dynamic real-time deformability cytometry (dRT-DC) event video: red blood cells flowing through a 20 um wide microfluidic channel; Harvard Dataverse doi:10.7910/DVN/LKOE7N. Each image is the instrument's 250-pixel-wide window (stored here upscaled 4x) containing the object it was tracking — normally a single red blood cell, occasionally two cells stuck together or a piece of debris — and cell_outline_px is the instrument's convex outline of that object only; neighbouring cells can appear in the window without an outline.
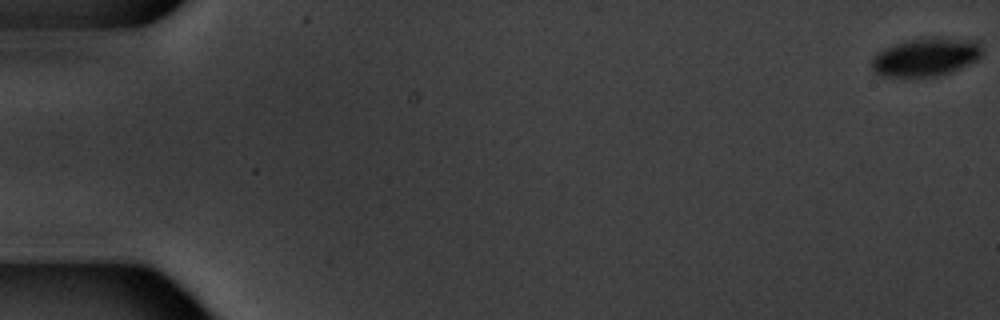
{"species": "common noctule bat (a hibernating species)", "species_latin": "Nyctalus noctula", "temperature_condition": "warm", "stored_images_in_passage": 6, "camera_frame_rate_fps": 3000, "um_per_image_px": 0.085, "animal": {"sex": "male", "body_mass_g": 20.1, "forearm_length_mm": 53.5}, "frame": {"image": 1, "passage_image": 1, "time_ms": 0.0, "image_size_px": [1000, 320], "cell_outline_px": [[984, 52], [976, 60], [952, 72], [936, 76], [880, 76], [872, 72], [872, 60], [876, 52], [884, 48], [904, 40], [932, 36], [944, 36], [976, 40], [980, 44]], "centroid_in_image_um": [78.7, 4.81], "position_along_channel_um": 6.3, "area_um2": 25.2}}
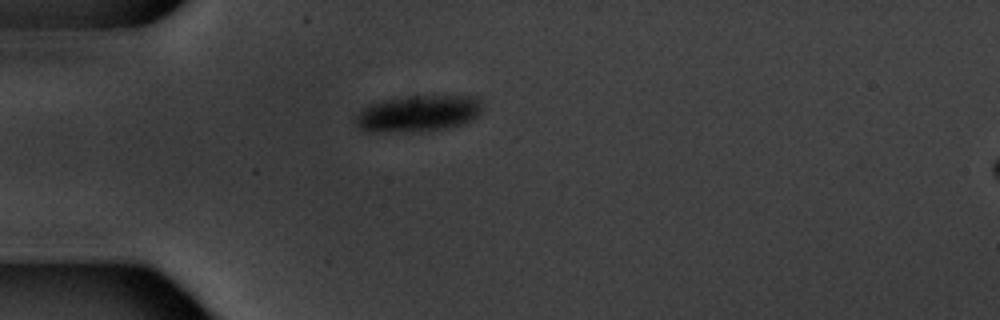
{"frame": {"image": 2, "passage_image": 6, "time_ms": 5.667, "image_size_px": [1000, 320], "cell_outline_px": [[484, 108], [476, 116], [460, 124], [448, 128], [380, 132], [360, 128], [352, 120], [368, 104], [396, 96], [472, 96], [480, 100]], "centroid_in_image_um": [35.52, 9.61], "position_along_channel_um": 49.5, "area_um2": 26.53}}